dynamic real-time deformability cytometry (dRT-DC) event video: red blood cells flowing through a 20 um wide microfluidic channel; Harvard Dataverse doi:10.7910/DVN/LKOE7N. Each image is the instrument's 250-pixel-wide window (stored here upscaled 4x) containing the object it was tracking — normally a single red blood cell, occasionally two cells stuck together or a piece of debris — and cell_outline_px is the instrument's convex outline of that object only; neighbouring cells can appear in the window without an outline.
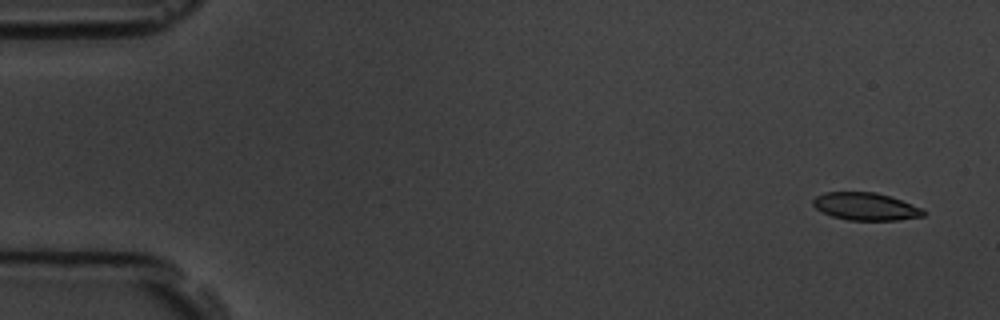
{"species": "common noctule bat (a hibernating species)", "species_latin": "Nyctalus noctula", "temperature_condition": "room temperature", "stored_images_in_passage": 5, "camera_frame_rate_fps": 3000, "um_per_image_px": 0.085, "animal": {"sex": "male", "body_mass_g": 19.5, "forearm_length_mm": 54.6}, "frame": {"image": 1, "passage_image": 1, "time_ms": 0.0, "image_size_px": [1000, 320], "cell_outline_px": [[924, 216], [900, 220], [848, 220], [832, 216], [816, 208], [812, 204], [812, 200], [816, 196], [824, 192], [876, 192], [924, 208]], "centroid_in_image_um": [73.58, 17.55], "position_along_channel_um": 11.4, "area_um2": 17.69}}
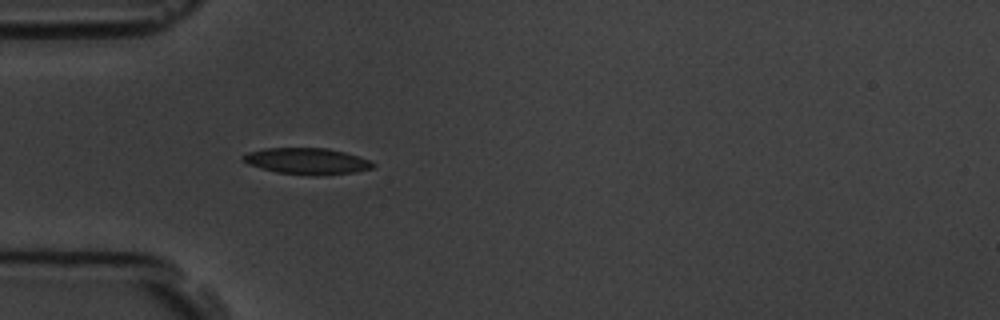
{"frame": {"image": 2, "passage_image": 5, "time_ms": 4.667, "image_size_px": [1000, 320], "cell_outline_px": [[376, 164], [372, 168], [356, 172], [316, 176], [308, 176], [276, 172], [260, 168], [248, 164], [240, 156], [248, 152], [264, 148], [328, 148], [344, 152], [368, 160]], "centroid_in_image_um": [26.06, 13.7], "position_along_channel_um": 58.9, "area_um2": 20.0}}